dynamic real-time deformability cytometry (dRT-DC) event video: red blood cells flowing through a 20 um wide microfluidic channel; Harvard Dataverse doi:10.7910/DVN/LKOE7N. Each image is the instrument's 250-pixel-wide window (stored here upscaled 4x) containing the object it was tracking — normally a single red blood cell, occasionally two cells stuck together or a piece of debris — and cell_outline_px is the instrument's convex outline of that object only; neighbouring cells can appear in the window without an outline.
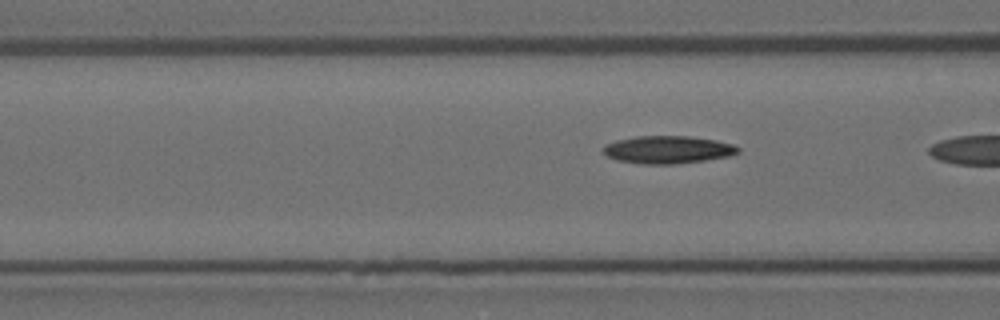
{"species": "Egyptian fruit bat (a non-hibernating species)", "species_latin": "Rousettus aegyptiacus", "temperature_condition": "room temperature", "stored_images_in_passage": 5, "camera_frame_rate_fps": 3000, "um_per_image_px": 0.085, "animal": {"sex": "female"}, "frame": {"image": 1, "passage_image": 5, "time_ms": 1.333, "image_size_px": [1000, 320], "cell_outline_px": [[740, 152], [728, 156], [704, 160], [676, 164], [640, 164], [616, 160], [608, 156], [604, 152], [604, 144], [616, 140], [636, 136], [688, 136], [716, 140], [732, 144], [740, 148]], "centroid_in_image_um": [56.75, 12.72], "position_along_channel_um": 109.9, "area_um2": 21.73}}